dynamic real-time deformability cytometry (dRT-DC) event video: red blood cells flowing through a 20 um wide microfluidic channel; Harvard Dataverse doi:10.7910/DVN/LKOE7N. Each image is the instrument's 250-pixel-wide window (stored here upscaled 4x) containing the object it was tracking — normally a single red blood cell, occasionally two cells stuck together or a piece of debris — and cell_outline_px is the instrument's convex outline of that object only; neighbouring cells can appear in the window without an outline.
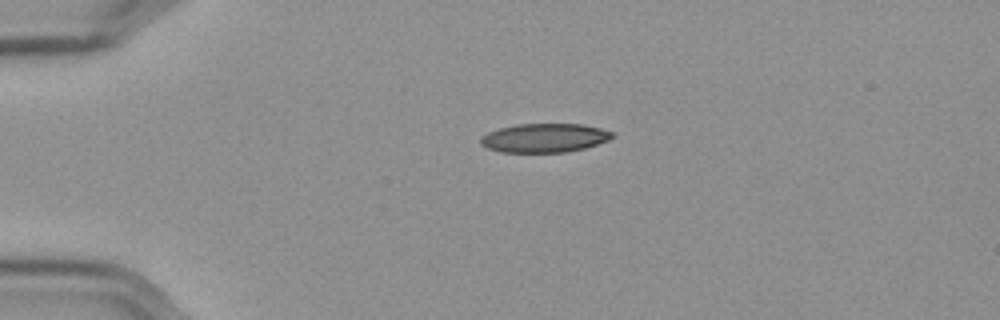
{"species": "Egyptian fruit bat (a non-hibernating species)", "species_latin": "Rousettus aegyptiacus", "temperature_condition": "cold", "stored_images_in_passage": 44, "camera_frame_rate_fps": 3000, "um_per_image_px": 0.085, "frame": {"image": 1, "passage_image": 1, "time_ms": 0.0, "image_size_px": [1000, 320], "cell_outline_px": [[616, 136], [608, 140], [584, 148], [568, 152], [500, 152], [488, 148], [480, 144], [480, 136], [488, 132], [500, 128], [516, 124], [580, 124], [600, 128], [612, 132]], "centroid_in_image_um": [46.26, 11.72], "position_along_channel_um": 38.7, "area_um2": 22.14}}
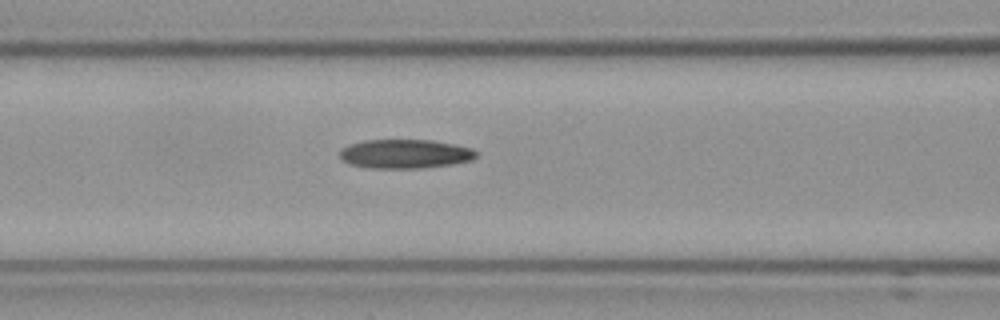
{"frame": {"image": 2, "passage_image": 12, "time_ms": 3.667, "image_size_px": [1000, 320], "cell_outline_px": [[476, 156], [472, 160], [452, 164], [420, 168], [372, 168], [348, 164], [340, 160], [340, 148], [348, 144], [364, 140], [432, 140], [472, 148], [476, 152]], "centroid_in_image_um": [34.37, 13.08], "position_along_channel_um": 132.2, "area_um2": 23.18}}
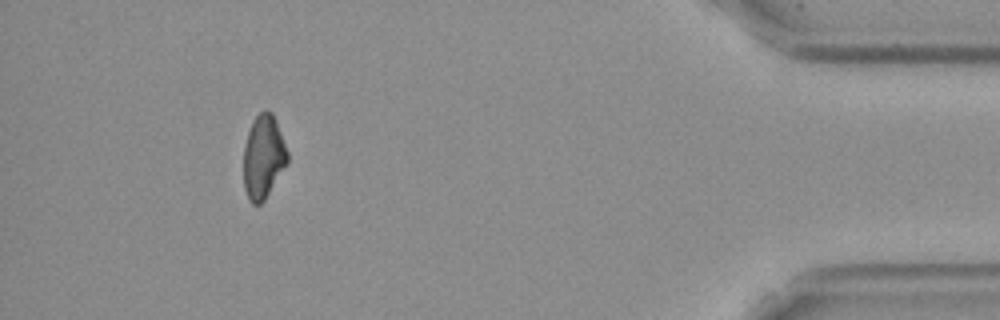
{"frame": {"image": 3, "passage_image": 40, "time_ms": 13.0, "image_size_px": [1000, 320], "cell_outline_px": [[288, 164], [264, 200], [260, 204], [252, 204], [248, 200], [244, 188], [244, 144], [252, 120], [264, 108], [268, 108], [272, 112], [276, 120], [288, 152]], "centroid_in_image_um": [22.39, 13.31], "position_along_channel_um": 412.8, "area_um2": 21.68}}